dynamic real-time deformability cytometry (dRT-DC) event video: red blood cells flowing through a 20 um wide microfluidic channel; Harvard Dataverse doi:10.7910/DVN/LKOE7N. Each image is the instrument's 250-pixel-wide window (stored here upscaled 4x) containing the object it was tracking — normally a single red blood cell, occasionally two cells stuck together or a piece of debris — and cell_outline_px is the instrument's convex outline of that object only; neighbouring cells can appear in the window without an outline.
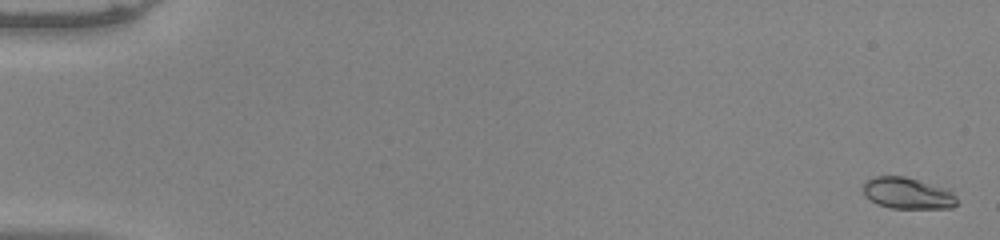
{"species": "common noctule bat (a hibernating species)", "species_latin": "Nyctalus noctula", "temperature_condition": "warm", "stored_images_in_passage": 54, "camera_frame_rate_fps": 3000, "um_per_image_px": 0.085, "animal": {"sex": "male", "body_mass_g": 20.0, "forearm_length_mm": 53.3}, "frame": {"image": 1, "passage_image": 2, "time_ms": 0.333, "image_size_px": [1000, 240], "cell_outline_px": [[956, 204], [952, 208], [892, 208], [876, 204], [864, 196], [864, 184], [868, 180], [876, 176], [904, 176], [948, 188], [956, 196]], "centroid_in_image_um": [77.16, 16.43], "position_along_channel_um": 7.8, "area_um2": 17.17}}
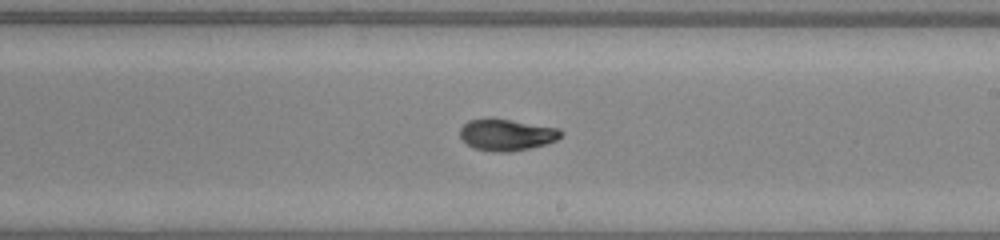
{"frame": {"image": 2, "passage_image": 33, "time_ms": 10.667, "image_size_px": [1000, 240], "cell_outline_px": [[564, 132], [556, 140], [548, 144], [508, 152], [492, 152], [472, 148], [460, 136], [460, 128], [468, 120], [508, 120], [560, 128]], "centroid_in_image_um": [43.09, 11.49], "position_along_channel_um": 245.9, "area_um2": 18.21}}
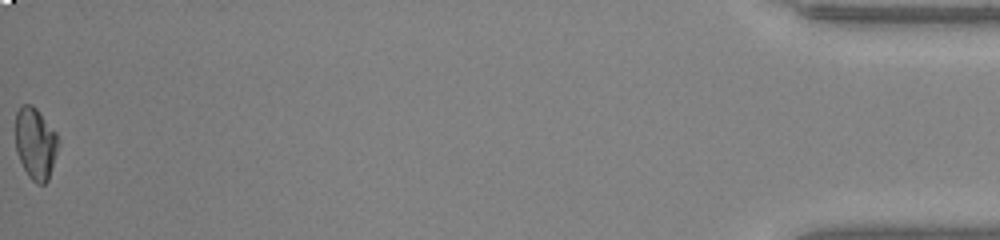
{"frame": {"image": 3, "passage_image": 54, "time_ms": 17.667, "image_size_px": [1000, 240], "cell_outline_px": [[60, 140], [48, 180], [44, 184], [36, 184], [28, 176], [16, 152], [16, 112], [24, 104], [32, 104], [36, 108], [56, 132]], "centroid_in_image_um": [3.02, 12.19], "position_along_channel_um": 432.2, "area_um2": 17.8}, "authors_computed_cell_mechanics": {"area_um2": 17.918, "velocity_mm_per_s": 4.0051, "shape_relaxation_time_tau1_ms": 6.163, "shape_relaxation_time_tau2_ms": 0.9904, "deformation_change_tau1": 0.1953, "deformation_change_tau2": 0.0459}}